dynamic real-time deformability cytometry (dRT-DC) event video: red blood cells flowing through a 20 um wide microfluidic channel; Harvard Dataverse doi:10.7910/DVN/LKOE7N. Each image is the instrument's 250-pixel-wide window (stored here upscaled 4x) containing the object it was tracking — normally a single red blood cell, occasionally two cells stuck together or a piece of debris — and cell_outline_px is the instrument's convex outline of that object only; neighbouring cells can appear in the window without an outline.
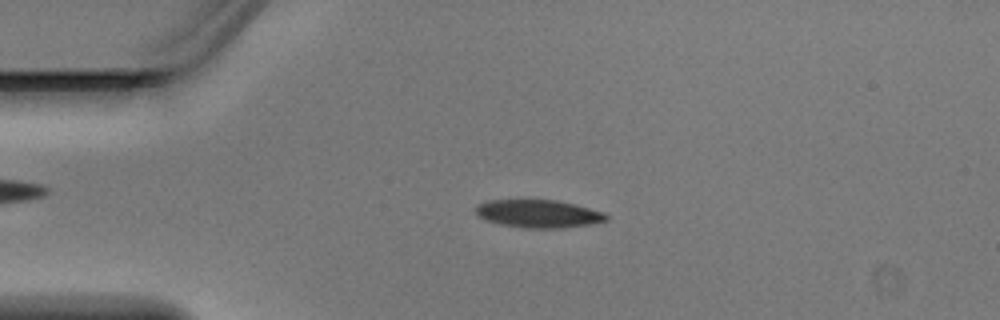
{"species": "Egyptian fruit bat (a non-hibernating species)", "species_latin": "Rousettus aegyptiacus", "temperature_condition": "warm", "stored_images_in_passage": 3, "camera_frame_rate_fps": 3000, "um_per_image_px": 0.085, "animal": {"sex": "male"}, "frame": {"image": 1, "passage_image": 2, "time_ms": 0.333, "image_size_px": [1000, 320], "cell_outline_px": [[608, 220], [588, 224], [560, 228], [524, 228], [500, 224], [476, 216], [476, 208], [480, 204], [488, 200], [556, 200], [576, 204], [604, 212], [608, 216]], "centroid_in_image_um": [45.78, 18.16], "position_along_channel_um": 39.2, "area_um2": 21.1}}